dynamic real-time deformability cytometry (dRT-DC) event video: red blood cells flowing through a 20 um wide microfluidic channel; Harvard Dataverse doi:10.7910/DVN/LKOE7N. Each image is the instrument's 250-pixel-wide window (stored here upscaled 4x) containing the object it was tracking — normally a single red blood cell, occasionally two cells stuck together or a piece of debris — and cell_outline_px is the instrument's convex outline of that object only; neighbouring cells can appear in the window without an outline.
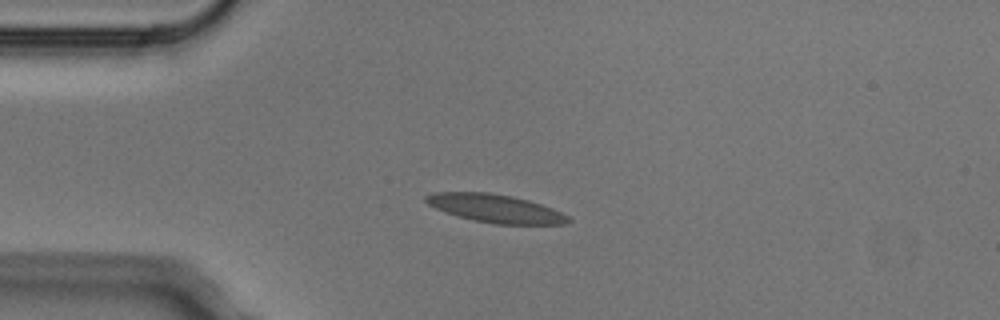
{"species": "Egyptian fruit bat (a non-hibernating species)", "species_latin": "Rousettus aegyptiacus", "temperature_condition": "cold", "stored_images_in_passage": 5, "camera_frame_rate_fps": 3000, "um_per_image_px": 0.085, "animal": {"sex": "male"}, "frame": {"image": 1, "passage_image": 3, "time_ms": 0.667, "image_size_px": [1000, 320], "cell_outline_px": [[572, 220], [564, 224], [496, 224], [472, 220], [436, 208], [428, 204], [424, 200], [424, 196], [436, 192], [488, 192], [512, 196], [528, 200], [552, 208], [568, 216]], "centroid_in_image_um": [42.12, 17.71], "position_along_channel_um": 42.9, "area_um2": 23.12}}
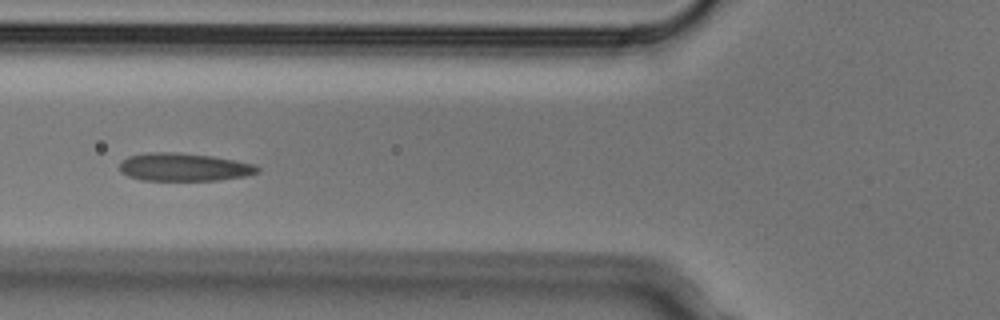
{"frame": {"image": 2, "passage_image": 5, "time_ms": 1.333, "image_size_px": [1000, 320], "cell_outline_px": [[260, 172], [244, 176], [220, 180], [140, 180], [128, 176], [120, 172], [120, 164], [128, 156], [144, 152], [180, 152], [212, 156], [256, 164], [260, 168]], "centroid_in_image_um": [15.64, 14.2], "position_along_channel_um": 110.2, "area_um2": 22.66}}